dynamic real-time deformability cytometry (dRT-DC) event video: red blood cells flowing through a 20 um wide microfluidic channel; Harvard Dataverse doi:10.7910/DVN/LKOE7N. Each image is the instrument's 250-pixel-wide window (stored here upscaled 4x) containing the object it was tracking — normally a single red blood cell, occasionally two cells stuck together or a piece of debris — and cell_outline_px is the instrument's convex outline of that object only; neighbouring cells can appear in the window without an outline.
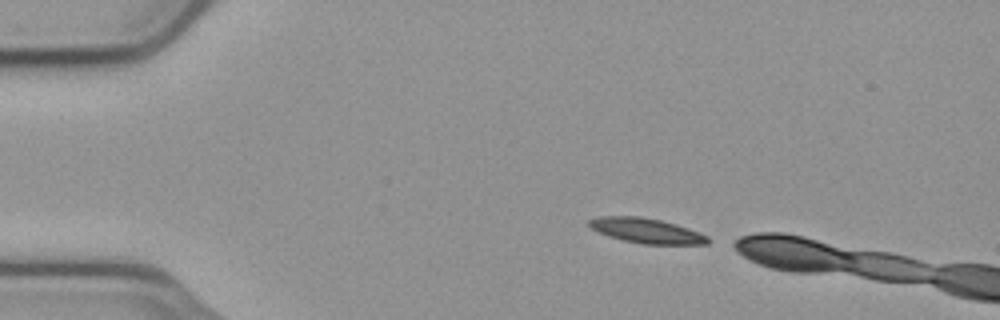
{"species": "common noctule bat (a hibernating species)", "species_latin": "Nyctalus noctula", "temperature_condition": "cold", "stored_images_in_passage": 8, "camera_frame_rate_fps": 3000, "um_per_image_px": 0.085, "animal": {"sex": "male", "body_mass_g": 23.1, "forearm_length_mm": 52.7}, "frame": {"image": 1, "passage_image": 1, "time_ms": 0.0, "image_size_px": [1000, 320], "cell_outline_px": [[716, 240], [708, 244], [644, 244], [624, 240], [608, 236], [592, 228], [588, 224], [588, 220], [600, 216], [640, 216], [660, 220], [676, 224], [700, 232]], "centroid_in_image_um": [55.03, 19.61], "position_along_channel_um": 30.0, "area_um2": 17.34}}